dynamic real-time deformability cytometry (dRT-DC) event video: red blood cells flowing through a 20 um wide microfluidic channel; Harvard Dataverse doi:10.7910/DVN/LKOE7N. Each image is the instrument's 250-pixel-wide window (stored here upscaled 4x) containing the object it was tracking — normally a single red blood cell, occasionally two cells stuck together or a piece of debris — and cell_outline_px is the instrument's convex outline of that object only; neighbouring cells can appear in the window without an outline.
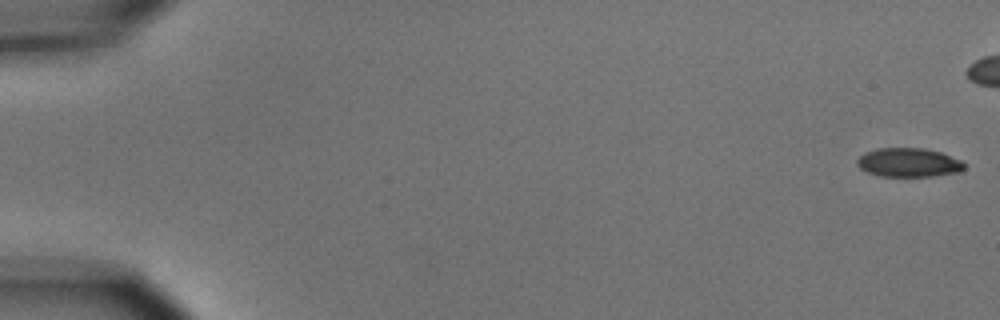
{"species": "common noctule bat (a hibernating species)", "species_latin": "Nyctalus noctula", "temperature_condition": "cold", "stored_images_in_passage": 6, "camera_frame_rate_fps": 3000, "um_per_image_px": 0.085, "animal": {"sex": "male", "body_mass_g": 15.6}, "frame": {"image": 1, "passage_image": 1, "time_ms": 0.0, "image_size_px": [1000, 320], "cell_outline_px": [[964, 168], [960, 172], [932, 176], [880, 176], [868, 172], [860, 168], [856, 164], [856, 160], [864, 152], [876, 148], [924, 148], [940, 152], [960, 160], [964, 164]], "centroid_in_image_um": [77.2, 13.81], "position_along_channel_um": 7.8, "area_um2": 18.03}}